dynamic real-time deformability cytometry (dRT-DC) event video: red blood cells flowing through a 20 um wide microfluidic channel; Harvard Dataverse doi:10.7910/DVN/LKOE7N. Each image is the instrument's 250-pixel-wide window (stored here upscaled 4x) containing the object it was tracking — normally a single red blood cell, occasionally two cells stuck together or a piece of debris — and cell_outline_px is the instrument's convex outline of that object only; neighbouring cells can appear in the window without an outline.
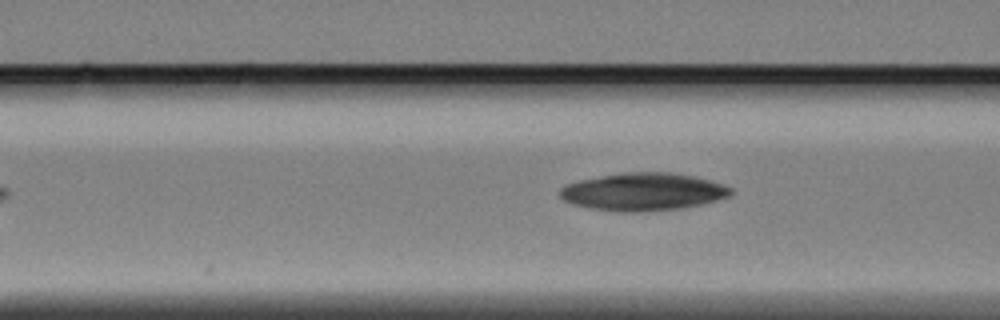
{"species": "Egyptian fruit bat (a non-hibernating species)", "species_latin": "Rousettus aegyptiacus", "temperature_condition": "cold", "stored_images_in_passage": 35, "camera_frame_rate_fps": 3000, "um_per_image_px": 0.085, "animal": {"sex": "female"}, "frame": {"image": 1, "passage_image": 6, "time_ms": 1.667, "image_size_px": [1000, 320], "cell_outline_px": [[732, 196], [684, 208], [636, 212], [616, 212], [592, 208], [572, 204], [564, 200], [560, 196], [560, 188], [568, 184], [580, 180], [624, 172], [668, 172], [692, 176], [724, 184], [732, 188]], "centroid_in_image_um": [54.68, 16.31], "position_along_channel_um": 111.9, "area_um2": 37.4}}
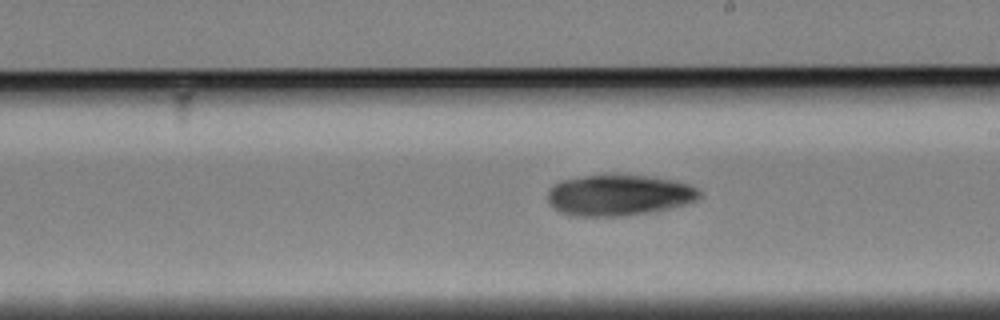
{"frame": {"image": 2, "passage_image": 17, "time_ms": 5.333, "image_size_px": [1000, 320], "cell_outline_px": [[700, 196], [696, 200], [672, 208], [648, 212], [620, 216], [572, 216], [560, 212], [548, 200], [548, 192], [560, 180], [584, 176], [616, 172], [648, 176], [676, 180], [688, 184], [696, 188], [700, 192]], "centroid_in_image_um": [52.62, 16.55], "position_along_channel_um": 236.4, "area_um2": 36.65}}
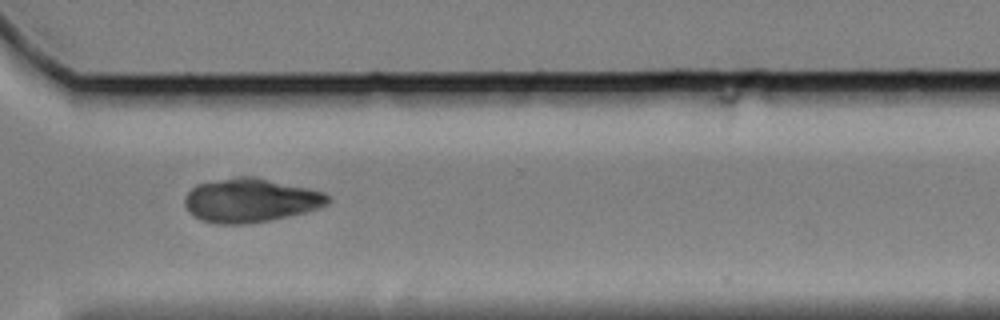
{"frame": {"image": 3, "passage_image": 27, "time_ms": 8.667, "image_size_px": [1000, 320], "cell_outline_px": [[332, 200], [328, 204], [304, 212], [272, 220], [248, 224], [216, 224], [200, 220], [188, 212], [184, 204], [184, 200], [188, 192], [196, 184], [236, 176], [252, 176], [308, 188], [324, 192]], "centroid_in_image_um": [21.26, 17.03], "position_along_channel_um": 349.3, "area_um2": 36.7}}